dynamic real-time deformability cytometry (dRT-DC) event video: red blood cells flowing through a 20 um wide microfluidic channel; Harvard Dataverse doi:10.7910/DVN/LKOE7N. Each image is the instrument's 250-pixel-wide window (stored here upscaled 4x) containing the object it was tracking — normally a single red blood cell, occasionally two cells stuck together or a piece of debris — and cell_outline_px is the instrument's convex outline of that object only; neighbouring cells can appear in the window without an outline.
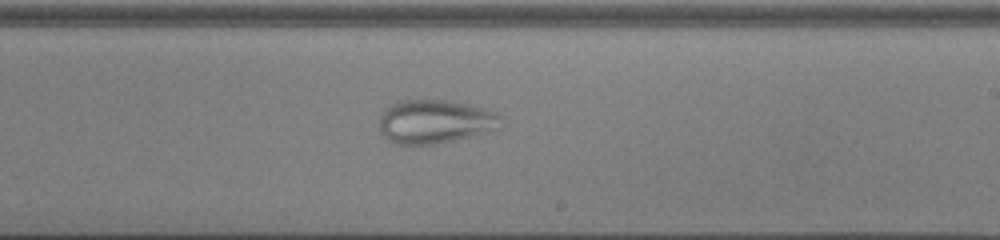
{"species": "common noctule bat (a hibernating species)", "species_latin": "Nyctalus noctula", "temperature_condition": "cold", "stored_images_in_passage": 53, "camera_frame_rate_fps": 3000, "um_per_image_px": 0.085, "animal": {"sex": "male", "body_mass_g": 13.0, "forearm_length_mm": 53.1}, "frame": {"image": 1, "passage_image": 33, "time_ms": 10.667, "image_size_px": [1000, 240], "cell_outline_px": [[504, 120], [500, 128], [452, 140], [432, 144], [396, 144], [388, 140], [380, 132], [380, 116], [384, 108], [388, 104], [396, 100], [448, 100], [484, 108], [496, 112]], "centroid_in_image_um": [36.95, 10.31], "position_along_channel_um": 252.1, "area_um2": 31.04}}
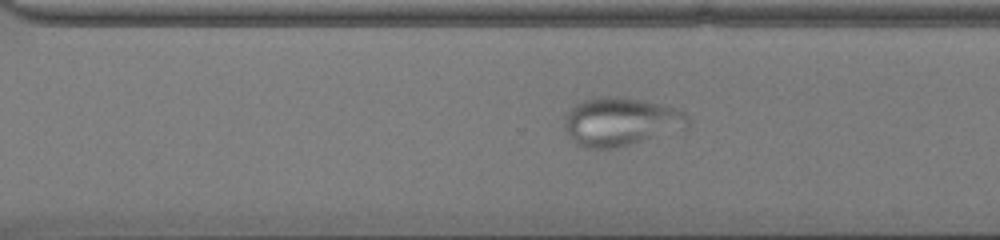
{"frame": {"image": 2, "passage_image": 38, "time_ms": 12.333, "image_size_px": [1000, 240], "cell_outline_px": [[688, 128], [616, 148], [584, 148], [576, 144], [564, 128], [564, 116], [576, 104], [584, 100], [604, 96], [616, 96], [640, 100], [680, 108], [688, 116]], "centroid_in_image_um": [52.77, 10.34], "position_along_channel_um": 317.8, "area_um2": 34.8}}